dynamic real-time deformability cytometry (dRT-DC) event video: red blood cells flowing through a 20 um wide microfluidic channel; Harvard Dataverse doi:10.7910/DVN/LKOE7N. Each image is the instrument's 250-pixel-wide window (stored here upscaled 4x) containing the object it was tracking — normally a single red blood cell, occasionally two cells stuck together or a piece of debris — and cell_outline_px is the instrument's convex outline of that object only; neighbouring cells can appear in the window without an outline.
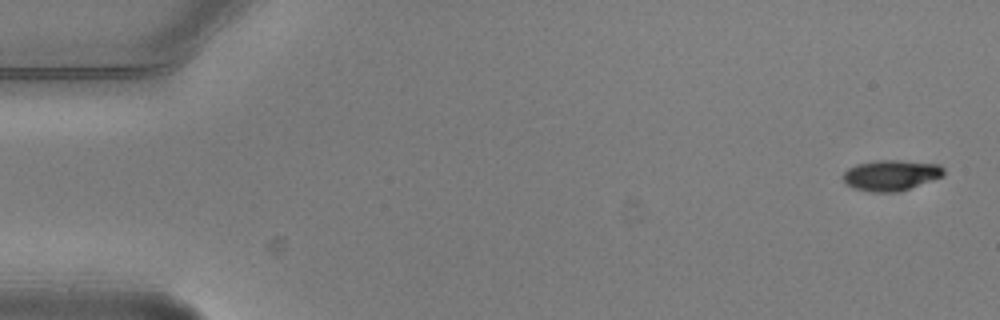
{"species": "common noctule bat (a hibernating species)", "species_latin": "Nyctalus noctula", "temperature_condition": "warm", "stored_images_in_passage": 5, "camera_frame_rate_fps": 3000, "um_per_image_px": 0.085, "animal": {"sex": "male", "body_mass_g": 20.5, "forearm_length_mm": 52.5}, "frame": {"image": 1, "passage_image": 1, "time_ms": 0.0, "image_size_px": [1000, 320], "cell_outline_px": [[944, 176], [900, 192], [872, 192], [852, 188], [844, 184], [840, 176], [848, 168], [856, 164], [872, 160], [900, 160], [940, 164], [944, 168]], "centroid_in_image_um": [75.7, 14.9], "position_along_channel_um": 9.3, "area_um2": 18.5}}